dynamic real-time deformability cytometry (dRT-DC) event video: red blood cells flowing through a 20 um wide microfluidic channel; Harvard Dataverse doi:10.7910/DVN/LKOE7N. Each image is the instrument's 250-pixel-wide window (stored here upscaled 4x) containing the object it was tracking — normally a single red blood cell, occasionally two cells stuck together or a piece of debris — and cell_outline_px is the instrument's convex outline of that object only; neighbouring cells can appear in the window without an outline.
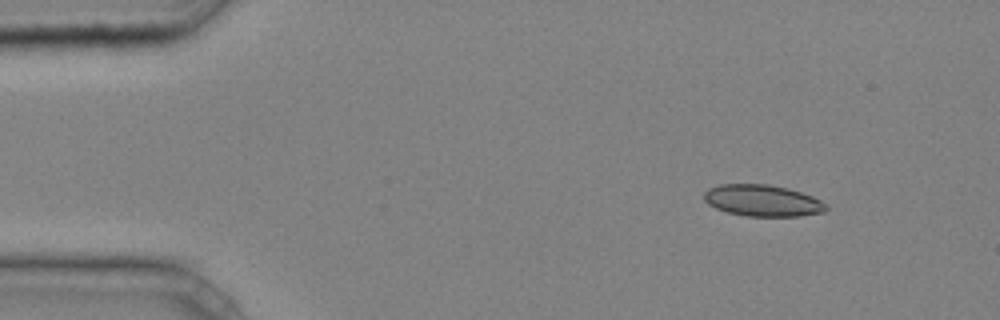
{"species": "common noctule bat (a hibernating species)", "species_latin": "Nyctalus noctula", "temperature_condition": "cold", "stored_images_in_passage": 40, "camera_frame_rate_fps": 3000, "um_per_image_px": 0.085, "animal": {"sex": "male", "body_mass_g": 20.4}, "frame": {"image": 1, "passage_image": 1, "time_ms": 0.0, "image_size_px": [1000, 320], "cell_outline_px": [[828, 208], [824, 212], [800, 216], [744, 216], [728, 212], [716, 208], [708, 204], [704, 200], [704, 192], [708, 188], [720, 184], [768, 184], [788, 188], [812, 196], [820, 200]], "centroid_in_image_um": [64.79, 17.04], "position_along_channel_um": 20.2, "area_um2": 22.43}}
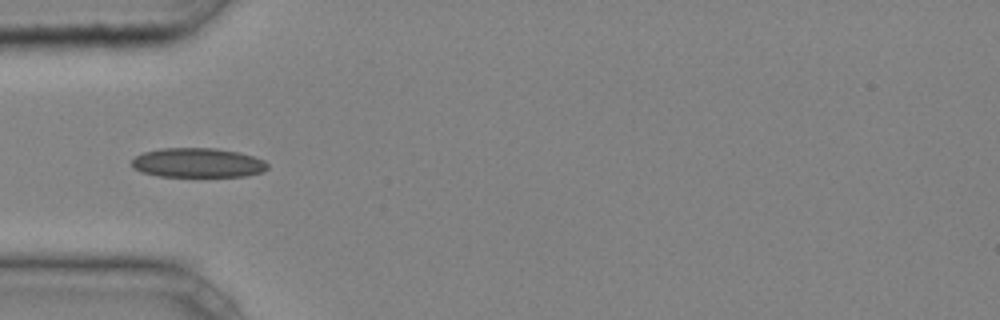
{"frame": {"image": 2, "passage_image": 10, "time_ms": 3.0, "image_size_px": [1000, 320], "cell_outline_px": [[268, 168], [264, 172], [244, 176], [156, 176], [140, 172], [132, 168], [132, 160], [136, 156], [144, 152], [160, 148], [216, 148], [240, 152], [264, 160], [268, 164]], "centroid_in_image_um": [16.8, 13.83], "position_along_channel_um": 68.2, "area_um2": 23.47}}
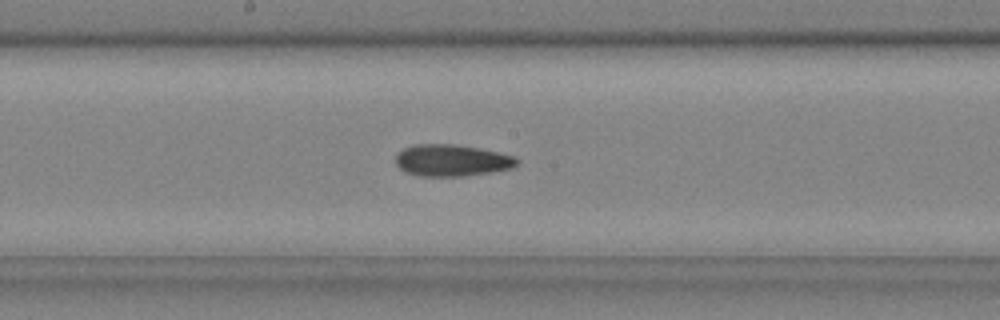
{"frame": {"image": 3, "passage_image": 20, "time_ms": 6.333, "image_size_px": [1000, 320], "cell_outline_px": [[520, 164], [516, 168], [464, 176], [420, 176], [404, 172], [396, 164], [396, 156], [404, 148], [416, 144], [456, 144], [480, 148], [516, 156], [520, 160]], "centroid_in_image_um": [38.47, 13.63], "position_along_channel_um": 209.7, "area_um2": 22.72}, "authors_computed_cell_mechanics": {"area_um2": 22.3108, "velocity_mm_per_s": 4.2601, "shape_relaxation_time_tau1_ms": 5.7519, "shape_relaxation_time_tau2_ms": 2.65, "deformation_change_tau1": 0.1205, "deformation_change_tau2": 0.0841}}